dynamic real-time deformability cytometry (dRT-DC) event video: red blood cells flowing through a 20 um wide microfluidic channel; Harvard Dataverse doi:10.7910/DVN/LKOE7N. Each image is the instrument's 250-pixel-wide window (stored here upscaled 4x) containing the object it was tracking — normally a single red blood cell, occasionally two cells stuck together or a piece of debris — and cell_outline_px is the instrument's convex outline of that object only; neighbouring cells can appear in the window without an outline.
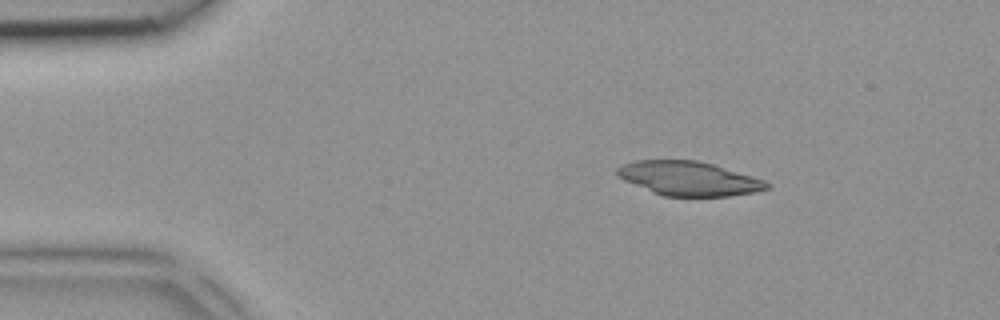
{"species": "common noctule bat (a hibernating species)", "species_latin": "Nyctalus noctula", "temperature_condition": "room temperature", "stored_images_in_passage": 4, "camera_frame_rate_fps": 3000, "um_per_image_px": 0.085, "animal": {"sex": "female", "body_mass_g": 18.4}, "frame": {"image": 1, "passage_image": 1, "time_ms": 0.0, "image_size_px": [1000, 320], "cell_outline_px": [[768, 188], [756, 192], [728, 196], [664, 196], [652, 192], [624, 180], [616, 176], [616, 168], [624, 164], [636, 160], [696, 160], [712, 164], [752, 176], [764, 180], [768, 184]], "centroid_in_image_um": [58.51, 15.17], "position_along_channel_um": 26.5, "area_um2": 29.54}}